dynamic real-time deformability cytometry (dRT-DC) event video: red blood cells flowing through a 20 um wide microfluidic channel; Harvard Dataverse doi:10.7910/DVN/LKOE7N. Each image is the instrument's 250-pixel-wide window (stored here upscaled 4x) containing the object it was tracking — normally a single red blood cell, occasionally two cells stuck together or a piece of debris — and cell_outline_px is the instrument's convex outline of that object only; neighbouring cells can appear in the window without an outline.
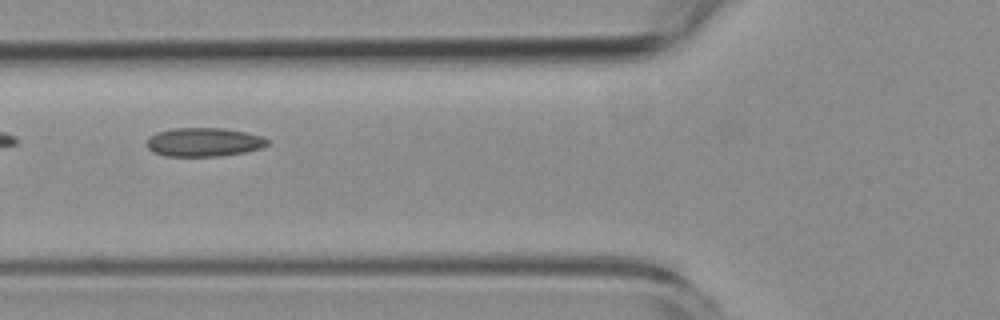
{"species": "common noctule bat (a hibernating species)", "species_latin": "Nyctalus noctula", "temperature_condition": "room temperature", "stored_images_in_passage": 5, "camera_frame_rate_fps": 3000, "um_per_image_px": 0.085, "animal": {"sex": "female", "body_mass_g": 19.3, "forearm_length_mm": 54.1}, "frame": {"image": 1, "passage_image": 5, "time_ms": 5.0, "image_size_px": [1000, 320], "cell_outline_px": [[268, 144], [260, 148], [244, 152], [216, 156], [164, 156], [152, 152], [148, 148], [148, 136], [156, 132], [176, 128], [224, 128], [244, 132], [260, 136], [268, 140]], "centroid_in_image_um": [17.28, 12.08], "position_along_channel_um": 108.5, "area_um2": 20.06}}